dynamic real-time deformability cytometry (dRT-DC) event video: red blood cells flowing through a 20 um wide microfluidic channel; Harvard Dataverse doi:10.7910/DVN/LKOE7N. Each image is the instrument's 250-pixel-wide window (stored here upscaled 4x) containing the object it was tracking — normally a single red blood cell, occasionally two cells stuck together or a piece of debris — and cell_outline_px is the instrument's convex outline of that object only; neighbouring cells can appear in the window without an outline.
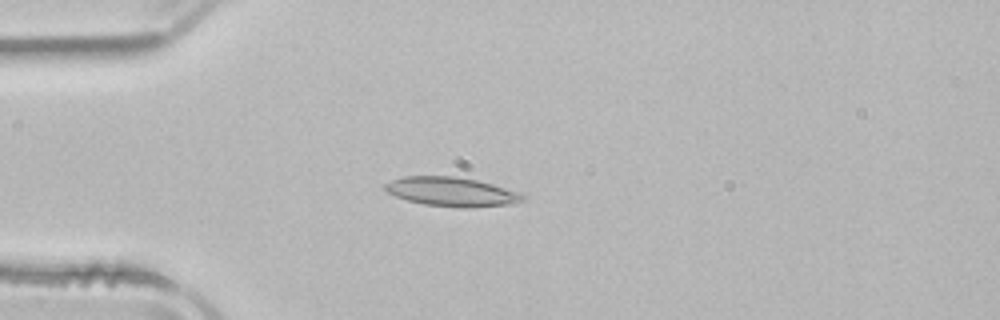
{"species": "common noctule bat (a hibernating species)", "species_latin": "Nyctalus noctula", "temperature_condition": "room temperature", "stored_images_in_passage": 6, "camera_frame_rate_fps": 3000, "um_per_image_px": 0.085, "animal": {"sex": "male", "body_mass_g": 21.5, "forearm_length_mm": 52.0}, "frame": {"image": 1, "passage_image": 3, "time_ms": 0.667, "image_size_px": [1000, 320], "cell_outline_px": [[528, 196], [524, 200], [512, 204], [472, 208], [460, 208], [424, 204], [408, 200], [396, 196], [388, 192], [384, 188], [384, 184], [392, 180], [404, 176], [456, 176], [476, 180], [492, 184], [520, 192]], "centroid_in_image_um": [38.44, 16.31], "position_along_channel_um": 46.6, "area_um2": 23.52}}